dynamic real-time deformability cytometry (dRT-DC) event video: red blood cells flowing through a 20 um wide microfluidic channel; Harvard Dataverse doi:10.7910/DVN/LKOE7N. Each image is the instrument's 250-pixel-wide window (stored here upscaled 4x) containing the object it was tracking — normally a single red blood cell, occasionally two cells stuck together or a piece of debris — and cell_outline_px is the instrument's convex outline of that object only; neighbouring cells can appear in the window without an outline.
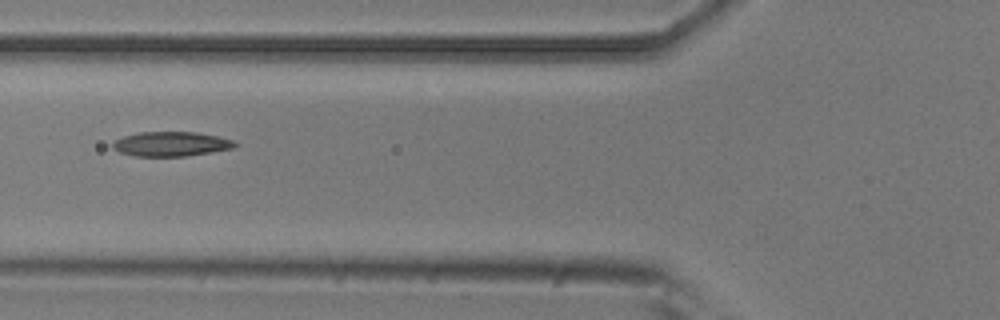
{"species": "common noctule bat (a hibernating species)", "species_latin": "Nyctalus noctula", "temperature_condition": "room temperature", "stored_images_in_passage": 9, "camera_frame_rate_fps": 3000, "um_per_image_px": 0.085, "animal": {"sex": "male", "body_mass_g": 20.5, "forearm_length_mm": 52.5}, "frame": {"image": 1, "passage_image": 6, "time_ms": 1.667, "image_size_px": [1000, 320], "cell_outline_px": [[240, 144], [232, 148], [212, 152], [184, 156], [136, 156], [120, 152], [112, 148], [112, 140], [124, 136], [140, 132], [196, 132], [216, 136], [232, 140]], "centroid_in_image_um": [14.52, 12.23], "position_along_channel_um": 111.3, "area_um2": 17.46}}
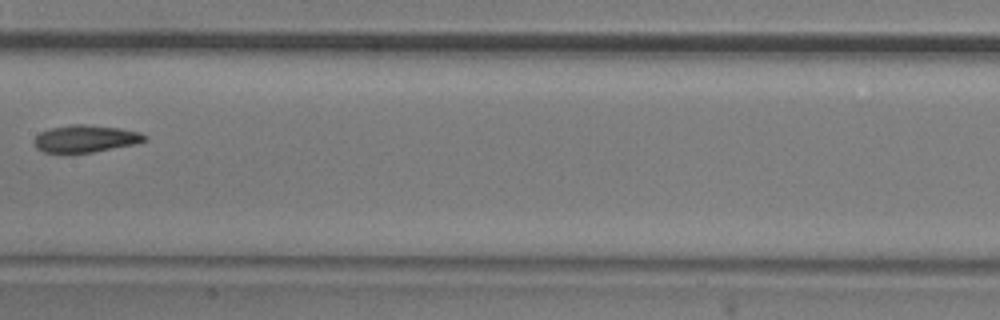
{"frame": {"image": 2, "passage_image": 8, "time_ms": 2.333, "image_size_px": [1000, 320], "cell_outline_px": [[148, 140], [136, 144], [92, 152], [44, 152], [36, 148], [36, 136], [40, 132], [52, 128], [72, 124], [84, 124], [120, 128], [140, 132], [148, 136]], "centroid_in_image_um": [7.34, 11.78], "position_along_channel_um": 200.1, "area_um2": 17.34}}
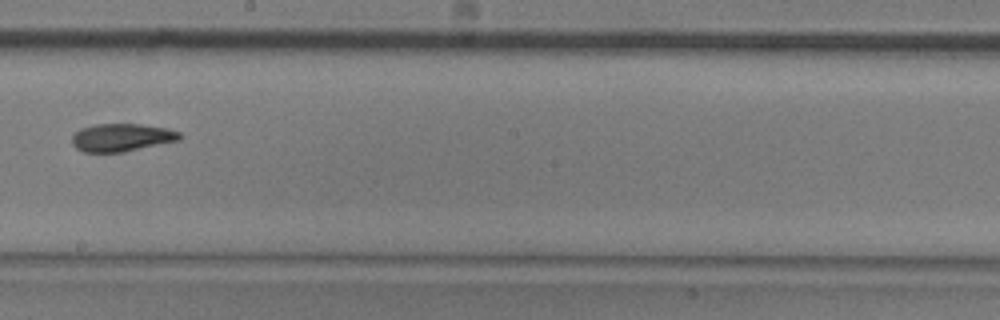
{"frame": {"image": 3, "passage_image": 9, "time_ms": 2.667, "image_size_px": [1000, 320], "cell_outline_px": [[184, 136], [180, 140], [124, 152], [84, 152], [76, 148], [72, 144], [72, 136], [80, 128], [96, 124], [140, 124], [168, 128], [180, 132]], "centroid_in_image_um": [10.37, 11.68], "position_along_channel_um": 237.8, "area_um2": 17.63}}